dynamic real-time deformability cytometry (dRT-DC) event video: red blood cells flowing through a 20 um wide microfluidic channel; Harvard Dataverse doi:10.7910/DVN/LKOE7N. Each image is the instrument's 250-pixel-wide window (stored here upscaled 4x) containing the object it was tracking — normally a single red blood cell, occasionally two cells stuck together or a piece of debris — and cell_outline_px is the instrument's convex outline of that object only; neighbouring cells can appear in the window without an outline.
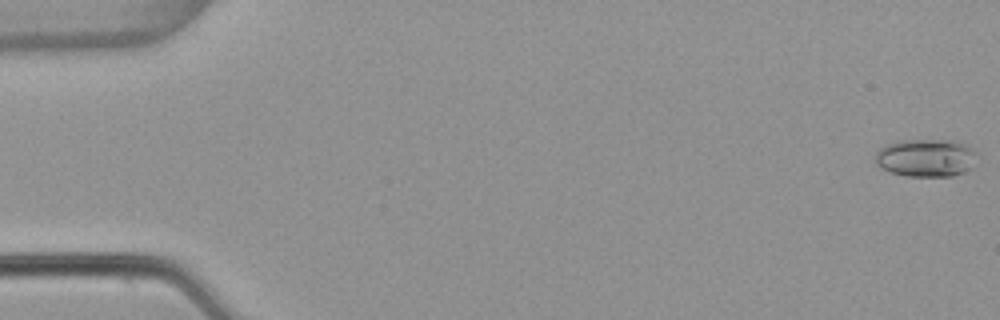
{"species": "common noctule bat (a hibernating species)", "species_latin": "Nyctalus noctula", "temperature_condition": "warm", "stored_images_in_passage": 54, "camera_frame_rate_fps": 3000, "um_per_image_px": 0.085, "animal": {"sex": "female", "body_mass_g": 22.7, "forearm_length_mm": 54.2}, "frame": {"image": 1, "passage_image": 1, "time_ms": 0.0, "image_size_px": [1000, 320], "cell_outline_px": [[976, 152], [972, 168], [964, 172], [952, 176], [904, 176], [888, 172], [880, 168], [876, 164], [876, 152], [884, 144], [896, 140], [956, 140], [972, 148]], "centroid_in_image_um": [78.67, 13.41], "position_along_channel_um": 6.3, "area_um2": 22.77}}
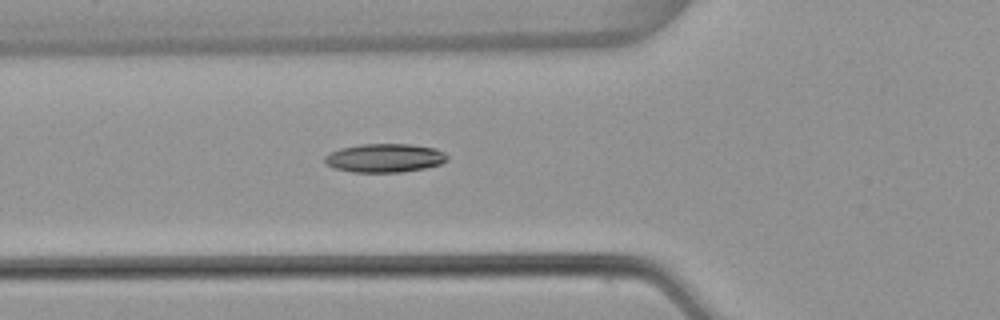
{"frame": {"image": 2, "passage_image": 20, "time_ms": 6.333, "image_size_px": [1000, 320], "cell_outline_px": [[448, 160], [440, 164], [424, 168], [400, 172], [352, 172], [336, 168], [328, 164], [324, 160], [324, 156], [328, 152], [340, 148], [360, 144], [408, 144], [436, 148], [444, 152], [448, 156]], "centroid_in_image_um": [32.7, 13.42], "position_along_channel_um": 93.1, "area_um2": 20.46}}
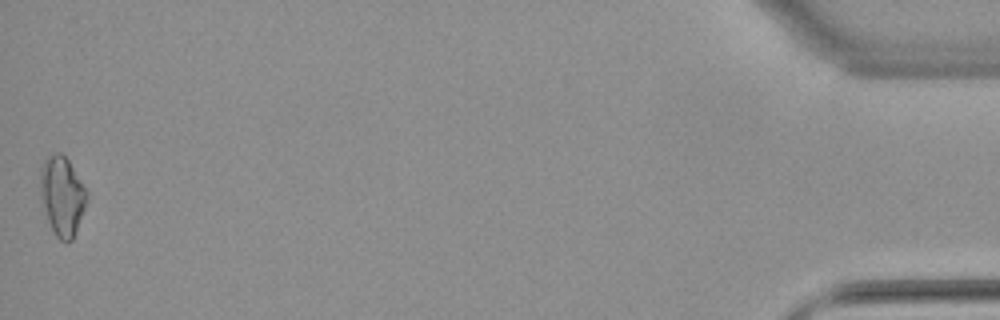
{"frame": {"image": 3, "passage_image": 54, "time_ms": 17.667, "image_size_px": [1000, 320], "cell_outline_px": [[88, 200], [72, 240], [68, 244], [60, 240], [56, 236], [48, 220], [40, 200], [40, 168], [44, 160], [48, 156], [56, 152], [60, 152], [68, 160], [88, 192]], "centroid_in_image_um": [5.27, 16.66], "position_along_channel_um": 429.9, "area_um2": 21.56}, "authors_computed_cell_mechanics": {"area_um2": 19.652, "velocity_mm_per_s": 3.8203, "shape_relaxation_time_tau1_ms": 7.3587, "shape_relaxation_time_tau2_ms": 5.6394, "deformation_change_tau1": 0.2081, "deformation_change_tau2": 0.123}}